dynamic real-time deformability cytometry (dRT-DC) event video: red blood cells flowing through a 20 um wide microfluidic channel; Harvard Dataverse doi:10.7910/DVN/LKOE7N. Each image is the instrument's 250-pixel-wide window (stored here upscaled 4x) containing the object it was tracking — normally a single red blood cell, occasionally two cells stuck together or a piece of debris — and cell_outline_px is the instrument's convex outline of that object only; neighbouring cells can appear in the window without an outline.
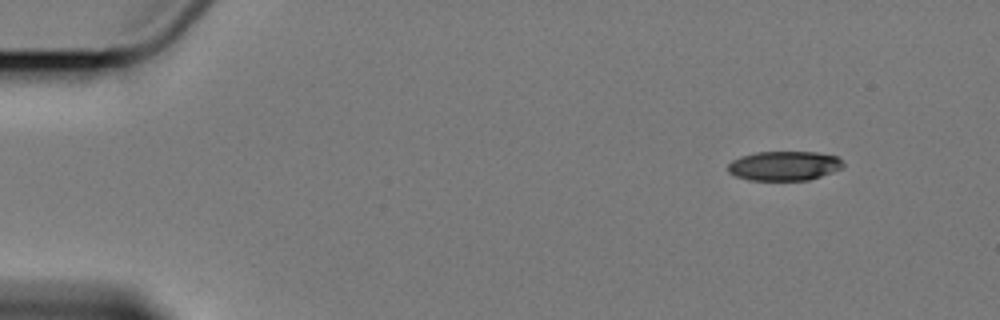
{"species": "Egyptian fruit bat (a non-hibernating species)", "species_latin": "Rousettus aegyptiacus", "temperature_condition": "cold", "stored_images_in_passage": 5, "camera_frame_rate_fps": 3000, "um_per_image_px": 0.085, "animal": {"sex": "female"}, "frame": {"image": 1, "passage_image": 1, "time_ms": 0.0, "image_size_px": [1000, 320], "cell_outline_px": [[844, 164], [840, 168], [832, 172], [808, 180], [748, 180], [736, 176], [728, 172], [728, 164], [732, 160], [740, 156], [756, 152], [816, 152], [836, 156]], "centroid_in_image_um": [66.61, 14.09], "position_along_channel_um": 18.4, "area_um2": 19.65}}
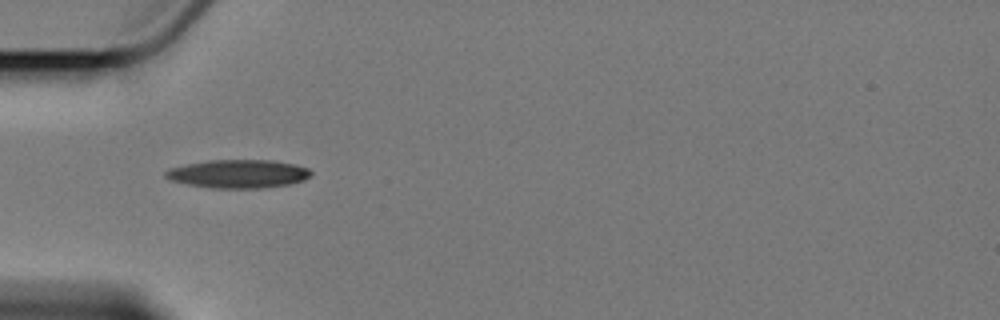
{"frame": {"image": 2, "passage_image": 4, "time_ms": 4.333, "image_size_px": [1000, 320], "cell_outline_px": [[312, 172], [304, 180], [288, 184], [260, 188], [212, 188], [188, 184], [168, 180], [164, 176], [164, 172], [168, 168], [208, 160], [272, 160], [296, 164], [308, 168]], "centroid_in_image_um": [20.22, 14.77], "position_along_channel_um": 64.8, "area_um2": 24.04}}
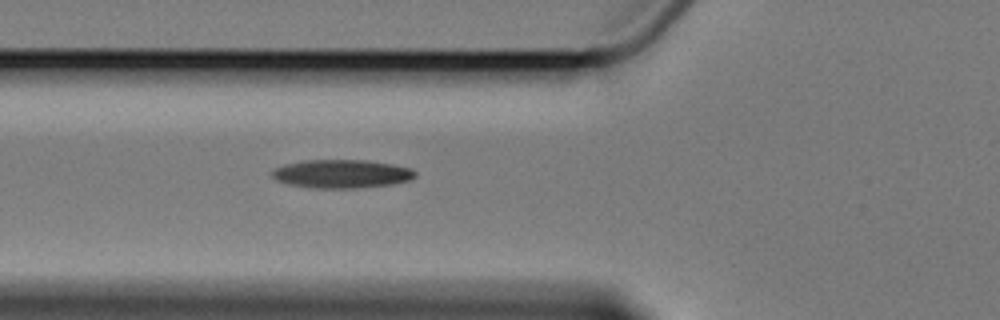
{"frame": {"image": 3, "passage_image": 5, "time_ms": 5.333, "image_size_px": [1000, 320], "cell_outline_px": [[416, 176], [408, 180], [392, 184], [356, 188], [312, 188], [288, 184], [276, 180], [272, 176], [272, 168], [284, 164], [304, 160], [364, 160], [392, 164], [408, 168], [416, 172]], "centroid_in_image_um": [28.98, 14.77], "position_along_channel_um": 96.8, "area_um2": 23.7}}